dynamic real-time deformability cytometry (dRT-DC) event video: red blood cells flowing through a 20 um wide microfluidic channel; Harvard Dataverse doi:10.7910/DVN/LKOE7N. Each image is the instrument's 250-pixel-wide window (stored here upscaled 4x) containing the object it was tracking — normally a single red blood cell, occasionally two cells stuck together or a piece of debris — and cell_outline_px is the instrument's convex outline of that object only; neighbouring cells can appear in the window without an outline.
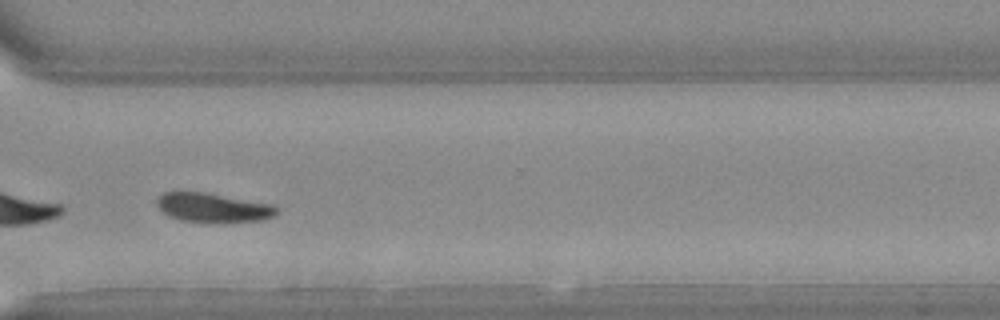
{"species": "Egyptian fruit bat (a non-hibernating species)", "species_latin": "Rousettus aegyptiacus", "temperature_condition": "warm", "stored_images_in_passage": 29, "camera_frame_rate_fps": 3000, "um_per_image_px": 0.085, "animal": {"sex": "female"}, "frame": {"image": 1, "passage_image": 21, "time_ms": 6.667, "image_size_px": [1000, 320], "cell_outline_px": [[276, 212], [272, 216], [264, 220], [220, 224], [180, 220], [168, 216], [160, 208], [160, 196], [164, 192], [204, 192], [272, 204], [276, 208]], "centroid_in_image_um": [18.15, 17.68], "position_along_channel_um": 352.4, "area_um2": 20.35}}